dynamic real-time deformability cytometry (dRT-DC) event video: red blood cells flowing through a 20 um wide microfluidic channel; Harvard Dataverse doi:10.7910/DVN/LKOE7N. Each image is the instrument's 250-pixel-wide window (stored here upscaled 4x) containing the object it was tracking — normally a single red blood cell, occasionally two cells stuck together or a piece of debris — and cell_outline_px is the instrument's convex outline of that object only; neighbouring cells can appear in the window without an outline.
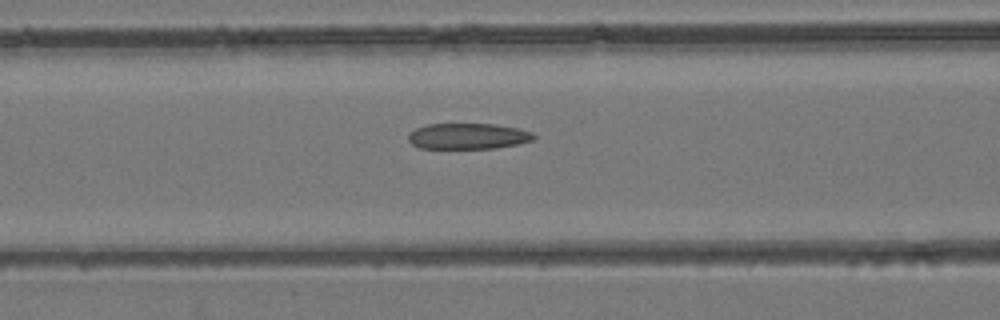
{"species": "common noctule bat (a hibernating species)", "species_latin": "Nyctalus noctula", "temperature_condition": "room temperature", "stored_images_in_passage": 42, "camera_frame_rate_fps": 3000, "um_per_image_px": 0.085, "animal": {"sex": "female", "body_mass_g": 24.6, "forearm_length_mm": 56.2}, "frame": {"image": 1, "passage_image": 13, "time_ms": 4.0, "image_size_px": [1000, 320], "cell_outline_px": [[536, 140], [496, 148], [420, 148], [412, 144], [408, 140], [408, 132], [416, 128], [428, 124], [496, 124], [520, 128], [532, 132], [536, 136]], "centroid_in_image_um": [39.8, 11.57], "position_along_channel_um": 126.8, "area_um2": 19.07}}
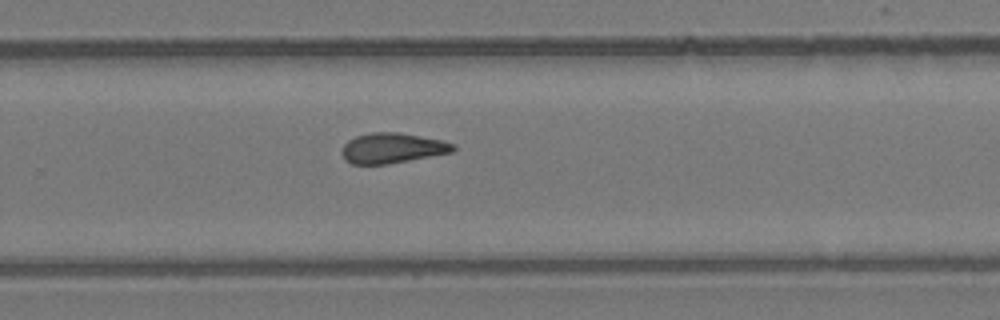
{"frame": {"image": 2, "passage_image": 25, "time_ms": 8.0, "image_size_px": [1000, 320], "cell_outline_px": [[456, 148], [452, 152], [388, 164], [352, 164], [344, 160], [340, 152], [344, 144], [348, 140], [356, 136], [368, 132], [400, 132], [444, 140], [456, 144]], "centroid_in_image_um": [33.33, 12.58], "position_along_channel_um": 296.5, "area_um2": 19.88}}
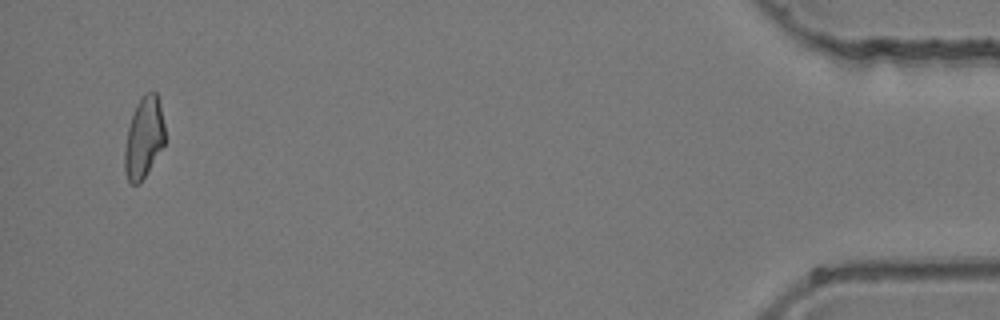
{"frame": {"image": 3, "passage_image": 40, "time_ms": 13.0, "image_size_px": [1000, 320], "cell_outline_px": [[164, 144], [140, 184], [132, 184], [128, 180], [124, 168], [124, 148], [128, 128], [136, 104], [144, 92], [156, 92], [164, 124]], "centroid_in_image_um": [12.2, 11.71], "position_along_channel_um": 423.0, "area_um2": 18.79}}